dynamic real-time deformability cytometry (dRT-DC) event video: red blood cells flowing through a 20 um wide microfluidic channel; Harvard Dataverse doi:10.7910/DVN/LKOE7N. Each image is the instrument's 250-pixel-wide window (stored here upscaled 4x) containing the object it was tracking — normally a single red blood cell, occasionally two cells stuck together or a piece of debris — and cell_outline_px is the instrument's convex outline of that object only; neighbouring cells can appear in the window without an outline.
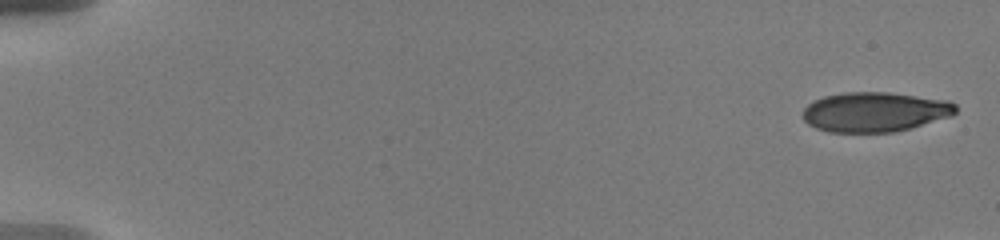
{"species": "human", "species_latin": "Homo sapiens", "temperature_condition": "warm", "stored_images_in_passage": 8, "camera_frame_rate_fps": 3000, "um_per_image_px": 0.085, "donor": {"sex": "male"}, "frame": {"image": 1, "passage_image": 1, "time_ms": 0.0, "image_size_px": [1000, 240], "cell_outline_px": [[956, 112], [952, 116], [896, 132], [828, 132], [816, 128], [808, 124], [804, 120], [804, 108], [812, 100], [824, 96], [844, 92], [888, 92], [948, 100], [956, 104]], "centroid_in_image_um": [74.36, 9.51], "position_along_channel_um": 10.6, "area_um2": 35.55}}
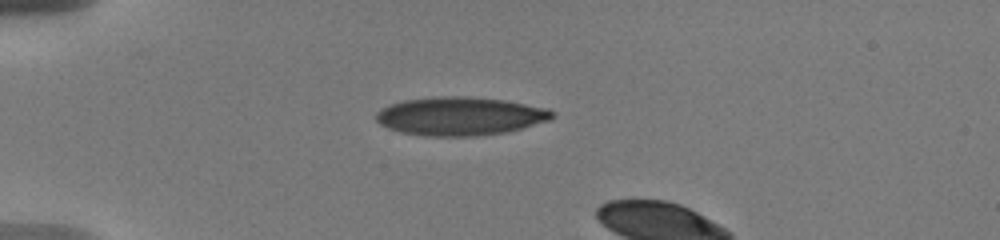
{"frame": {"image": 2, "passage_image": 6, "time_ms": 4.667, "image_size_px": [1000, 240], "cell_outline_px": [[556, 116], [552, 120], [508, 132], [476, 136], [428, 136], [400, 132], [388, 128], [380, 124], [376, 120], [376, 112], [380, 108], [388, 104], [404, 100], [436, 96], [464, 96], [504, 100], [548, 108]], "centroid_in_image_um": [39.11, 9.87], "position_along_channel_um": 45.9, "area_um2": 39.77}}